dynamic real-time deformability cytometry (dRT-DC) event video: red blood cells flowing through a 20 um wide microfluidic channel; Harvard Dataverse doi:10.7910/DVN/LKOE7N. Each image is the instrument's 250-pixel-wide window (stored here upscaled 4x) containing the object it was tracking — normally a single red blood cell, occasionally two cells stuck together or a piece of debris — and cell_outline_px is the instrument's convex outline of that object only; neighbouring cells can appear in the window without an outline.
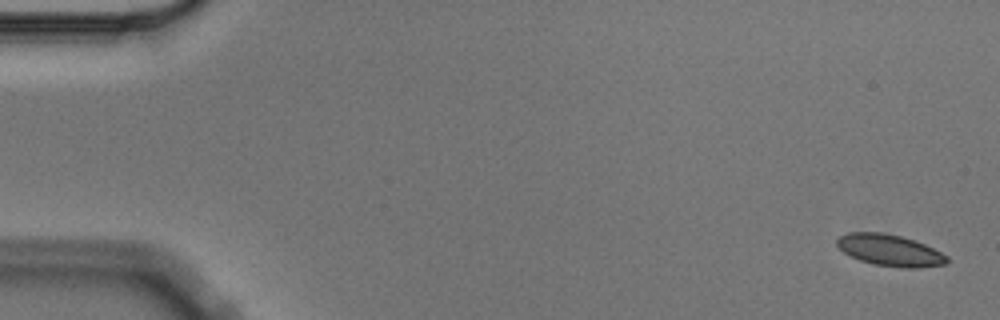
{"species": "Egyptian fruit bat (a non-hibernating species)", "species_latin": "Rousettus aegyptiacus", "temperature_condition": "cold", "stored_images_in_passage": 5, "segment_of_instrument_passage": [2, 2], "camera_frame_rate_fps": 3000, "um_per_image_px": 0.085, "animal": {"sex": "male"}, "frame": {"image": 1, "passage_image": 5, "time_ms": 1.333, "image_size_px": [1000, 320], "cell_outline_px": [[948, 264], [920, 268], [900, 268], [872, 264], [860, 260], [844, 252], [836, 244], [836, 240], [840, 236], [848, 232], [884, 232], [900, 236], [924, 244], [948, 256]], "centroid_in_image_um": [75.65, 21.28], "position_along_channel_um": 9.4, "area_um2": 20.23}}